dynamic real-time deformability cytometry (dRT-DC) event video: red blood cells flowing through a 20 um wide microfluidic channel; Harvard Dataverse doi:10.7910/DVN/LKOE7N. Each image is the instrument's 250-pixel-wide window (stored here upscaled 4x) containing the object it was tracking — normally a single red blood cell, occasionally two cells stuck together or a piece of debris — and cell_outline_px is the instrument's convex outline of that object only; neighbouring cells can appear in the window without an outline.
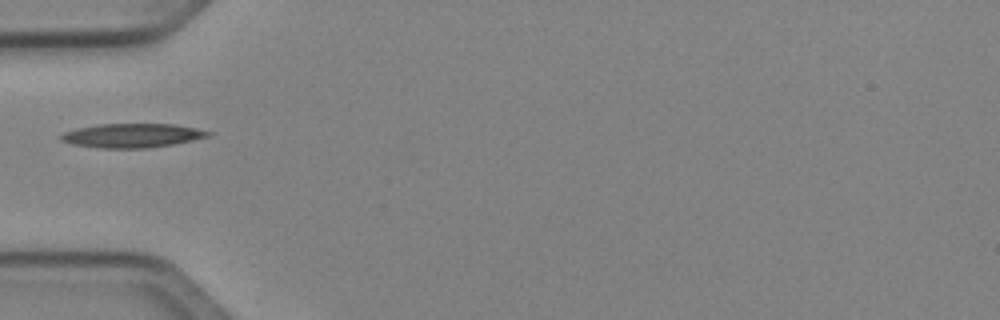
{"species": "Egyptian fruit bat (a non-hibernating species)", "species_latin": "Rousettus aegyptiacus", "temperature_condition": "cold", "stored_images_in_passage": 32, "camera_frame_rate_fps": 3000, "um_per_image_px": 0.085, "animal": {"sex": "female"}, "frame": {"image": 1, "passage_image": 1, "time_ms": 0.0, "image_size_px": [1000, 320], "cell_outline_px": [[200, 132], [196, 136], [180, 140], [160, 144], [88, 144], [72, 140], [68, 136], [76, 132], [96, 128], [132, 124], [148, 124], [184, 128]], "centroid_in_image_um": [11.32, 11.45], "position_along_channel_um": 73.7, "area_um2": 14.22}}
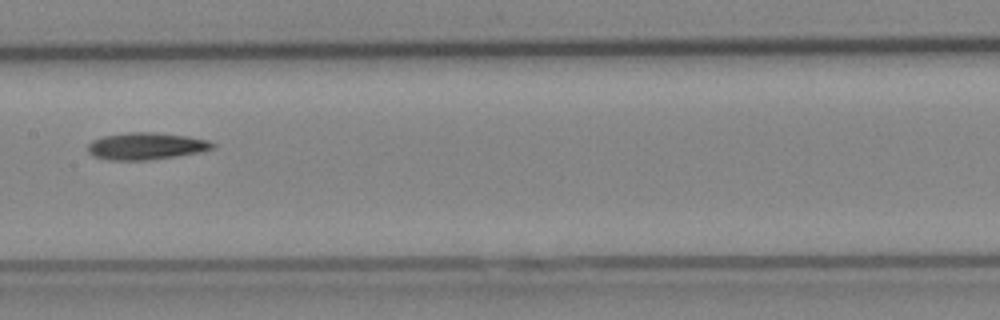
{"frame": {"image": 2, "passage_image": 10, "time_ms": 3.0, "image_size_px": [1000, 320], "cell_outline_px": [[208, 144], [204, 148], [184, 152], [156, 156], [108, 156], [96, 152], [92, 148], [96, 144], [104, 140], [124, 136], [168, 136], [196, 140]], "centroid_in_image_um": [12.46, 12.41], "position_along_channel_um": 194.9, "area_um2": 13.01}}
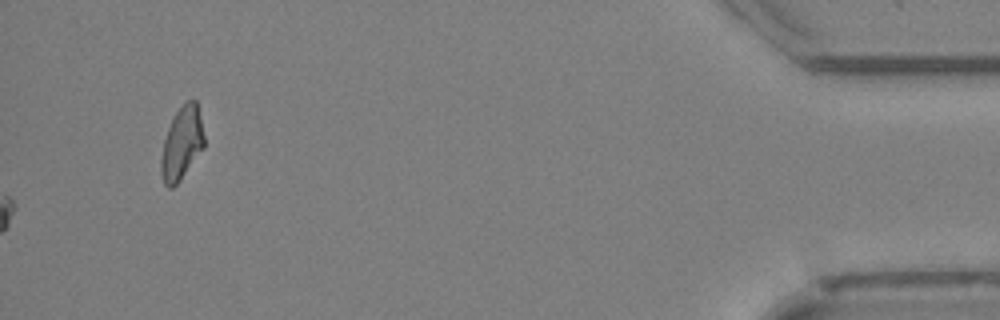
{"frame": {"image": 3, "passage_image": 32, "time_ms": 10.333, "image_size_px": [1000, 320], "cell_outline_px": [[204, 144], [180, 176], [172, 184], [168, 184], [164, 180], [164, 148], [168, 136], [196, 104], [204, 140]], "centroid_in_image_um": [15.52, 12.41], "position_along_channel_um": 419.7, "area_um2": 13.29}}